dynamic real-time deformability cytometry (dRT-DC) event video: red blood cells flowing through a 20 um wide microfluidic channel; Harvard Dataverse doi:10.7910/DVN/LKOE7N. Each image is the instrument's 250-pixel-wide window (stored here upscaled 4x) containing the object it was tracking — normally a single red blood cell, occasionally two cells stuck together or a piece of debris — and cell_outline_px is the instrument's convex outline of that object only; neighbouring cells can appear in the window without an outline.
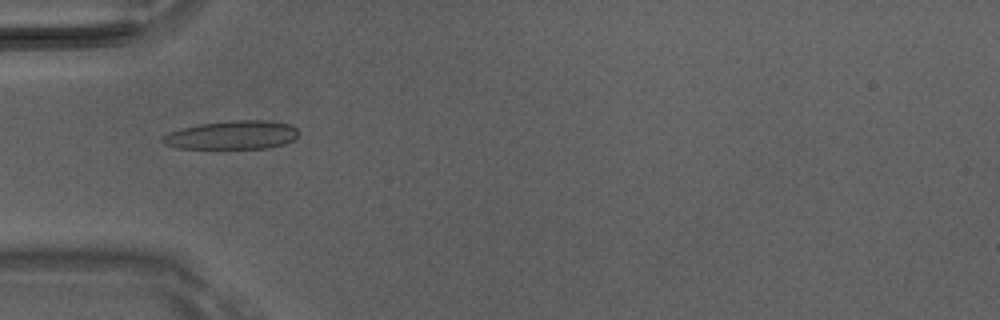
{"species": "Egyptian fruit bat (a non-hibernating species)", "species_latin": "Rousettus aegyptiacus", "temperature_condition": "room temperature", "stored_images_in_passage": 5, "camera_frame_rate_fps": 3000, "um_per_image_px": 0.085, "animal": {"sex": "male"}, "frame": {"image": 1, "passage_image": 4, "time_ms": 1.0, "image_size_px": [1000, 320], "cell_outline_px": [[300, 132], [292, 140], [284, 144], [268, 148], [180, 148], [164, 144], [160, 140], [168, 132], [180, 128], [196, 124], [232, 120], [264, 120], [292, 124]], "centroid_in_image_um": [19.73, 11.46], "position_along_channel_um": 65.3, "area_um2": 22.77}}